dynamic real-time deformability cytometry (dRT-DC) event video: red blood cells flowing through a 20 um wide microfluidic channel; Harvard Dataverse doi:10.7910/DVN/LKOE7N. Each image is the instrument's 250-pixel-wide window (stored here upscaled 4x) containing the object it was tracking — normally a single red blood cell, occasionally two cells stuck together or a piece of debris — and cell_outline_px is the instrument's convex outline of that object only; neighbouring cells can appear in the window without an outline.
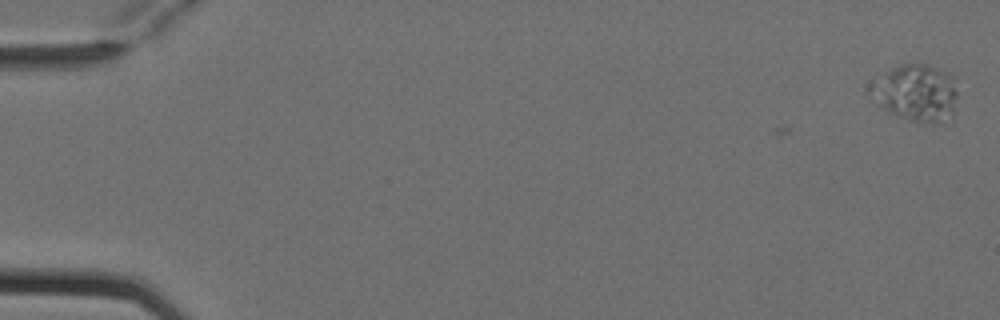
{"species": "Egyptian fruit bat (a non-hibernating species)", "species_latin": "Rousettus aegyptiacus", "temperature_condition": "cold", "stored_images_in_passage": 8, "camera_frame_rate_fps": 3000, "um_per_image_px": 0.085, "animal": {"sex": "female"}, "frame": {"image": 1, "passage_image": 1, "time_ms": 0.0, "image_size_px": [1000, 320], "cell_outline_px": [[956, 96], [952, 112], [944, 124], [920, 124], [896, 116], [884, 108], [884, 72], [900, 64], [928, 64], [948, 72], [952, 76], [956, 92]], "centroid_in_image_um": [78.16, 7.94], "position_along_channel_um": 6.8, "area_um2": 26.65}}
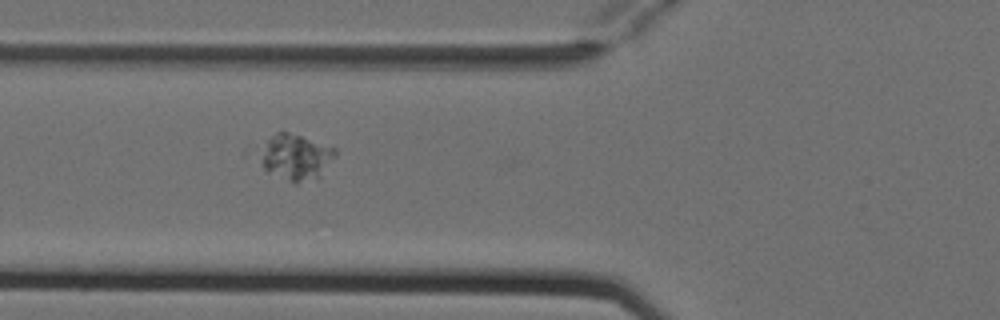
{"frame": {"image": 2, "passage_image": 6, "time_ms": 1.667, "image_size_px": [1000, 320], "cell_outline_px": [[336, 156], [320, 176], [296, 184], [268, 172], [264, 168], [260, 156], [268, 140], [276, 132], [288, 132], [336, 148]], "centroid_in_image_um": [25.17, 13.37], "position_along_channel_um": 100.6, "area_um2": 19.59}}
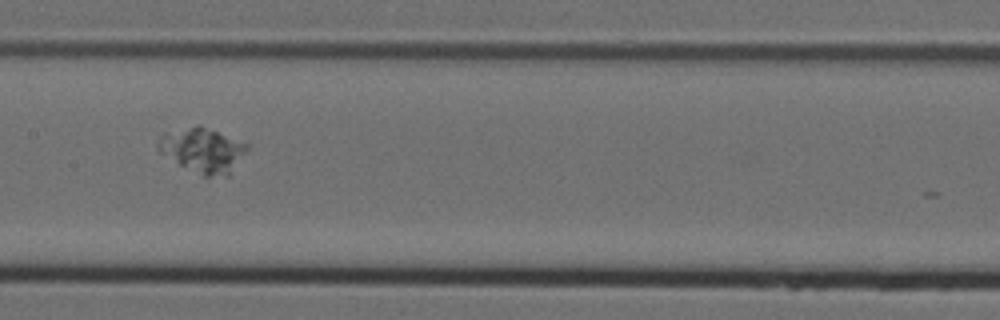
{"frame": {"image": 3, "passage_image": 8, "time_ms": 2.333, "image_size_px": [1000, 320], "cell_outline_px": [[248, 148], [228, 176], [204, 176], [180, 164], [160, 152], [156, 148], [156, 144], [164, 136], [196, 124], [200, 124], [248, 144]], "centroid_in_image_um": [17.27, 12.77], "position_along_channel_um": 190.1, "area_um2": 22.37}}